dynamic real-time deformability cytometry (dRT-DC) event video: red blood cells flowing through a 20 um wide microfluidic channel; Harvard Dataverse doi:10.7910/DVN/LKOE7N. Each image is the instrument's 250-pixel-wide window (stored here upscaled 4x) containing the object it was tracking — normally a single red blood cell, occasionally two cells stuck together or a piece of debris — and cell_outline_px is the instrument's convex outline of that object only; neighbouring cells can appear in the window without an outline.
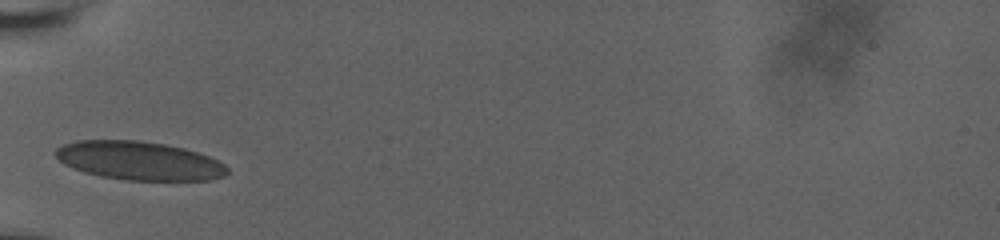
{"species": "human", "species_latin": "Homo sapiens", "temperature_condition": "room temperature", "stored_images_in_passage": 2, "camera_frame_rate_fps": 3000, "um_per_image_px": 0.085, "donor": {"sex": "male"}, "frame": {"image": 1, "passage_image": 1, "time_ms": 0.0, "image_size_px": [1000, 240], "cell_outline_px": [[228, 172], [224, 176], [212, 180], [124, 180], [100, 176], [84, 172], [72, 168], [64, 164], [52, 152], [56, 148], [64, 144], [76, 140], [136, 140], [164, 144], [184, 148], [208, 156], [224, 164], [228, 168]], "centroid_in_image_um": [11.8, 13.66], "position_along_channel_um": 73.2, "area_um2": 38.67}}